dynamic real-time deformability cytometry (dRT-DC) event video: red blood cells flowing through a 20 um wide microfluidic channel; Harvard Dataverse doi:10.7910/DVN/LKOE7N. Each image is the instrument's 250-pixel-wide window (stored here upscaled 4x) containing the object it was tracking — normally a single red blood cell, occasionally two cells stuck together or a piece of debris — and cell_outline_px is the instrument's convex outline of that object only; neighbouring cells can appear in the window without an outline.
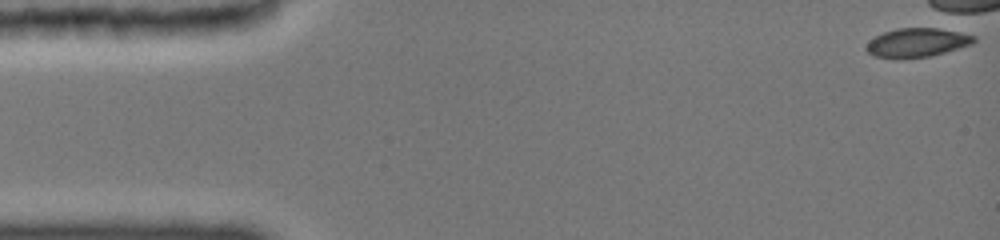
{"species": "common noctule bat (a hibernating species)", "species_latin": "Nyctalus noctula", "temperature_condition": "cold", "stored_images_in_passage": 3, "camera_frame_rate_fps": 3000, "um_per_image_px": 0.085, "animal": {"sex": "female", "body_mass_g": 19.0, "forearm_length_mm": 51.5}, "frame": {"image": 1, "passage_image": 1, "time_ms": 0.0, "image_size_px": [1000, 240], "cell_outline_px": [[976, 40], [972, 44], [944, 52], [928, 56], [896, 60], [876, 56], [868, 52], [864, 48], [876, 36], [884, 32], [896, 28], [952, 28], [976, 36]], "centroid_in_image_um": [78.0, 3.61], "position_along_channel_um": 7.0, "area_um2": 18.44}}